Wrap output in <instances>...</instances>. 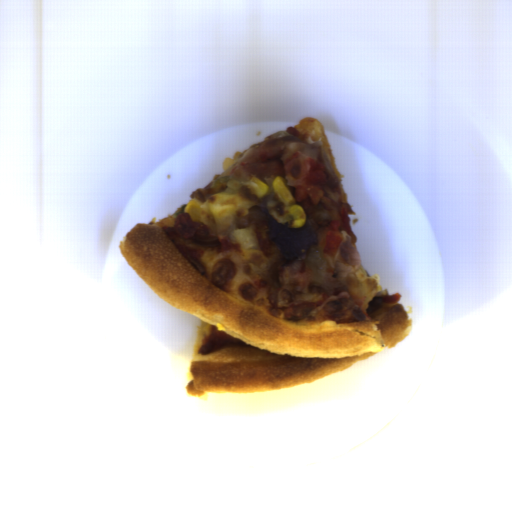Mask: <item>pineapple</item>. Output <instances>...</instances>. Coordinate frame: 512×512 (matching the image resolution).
<instances>
[{"label": "pineapple", "instance_id": "obj_1", "mask_svg": "<svg viewBox=\"0 0 512 512\" xmlns=\"http://www.w3.org/2000/svg\"><path fill=\"white\" fill-rule=\"evenodd\" d=\"M346 278L347 294L352 302L366 312L369 302H372L377 293L382 291L379 274L369 277L362 264Z\"/></svg>", "mask_w": 512, "mask_h": 512}, {"label": "pineapple", "instance_id": "obj_2", "mask_svg": "<svg viewBox=\"0 0 512 512\" xmlns=\"http://www.w3.org/2000/svg\"><path fill=\"white\" fill-rule=\"evenodd\" d=\"M233 236L237 243L245 250L256 248L258 245L255 235L250 228L233 230Z\"/></svg>", "mask_w": 512, "mask_h": 512}, {"label": "pineapple", "instance_id": "obj_3", "mask_svg": "<svg viewBox=\"0 0 512 512\" xmlns=\"http://www.w3.org/2000/svg\"><path fill=\"white\" fill-rule=\"evenodd\" d=\"M249 265L251 278H268L271 269L269 263L262 262L260 266L251 263Z\"/></svg>", "mask_w": 512, "mask_h": 512}]
</instances>
